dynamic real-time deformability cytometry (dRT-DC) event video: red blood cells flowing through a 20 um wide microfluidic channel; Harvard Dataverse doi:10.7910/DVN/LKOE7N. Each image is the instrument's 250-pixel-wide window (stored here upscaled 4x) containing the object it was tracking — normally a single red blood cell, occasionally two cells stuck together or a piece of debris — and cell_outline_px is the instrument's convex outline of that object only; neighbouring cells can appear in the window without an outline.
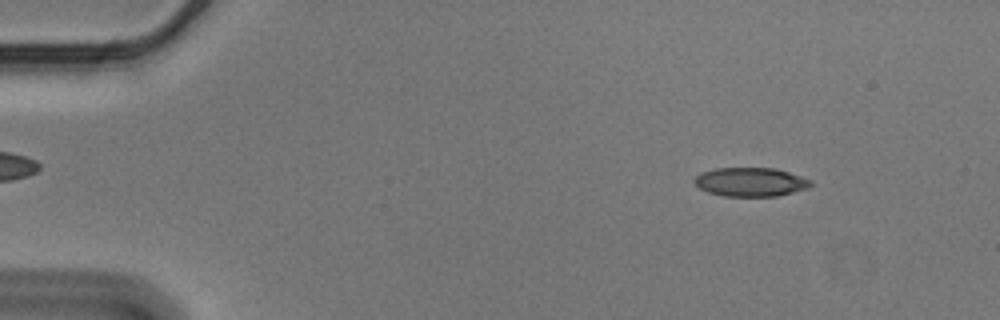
{"species": "Egyptian fruit bat (a non-hibernating species)", "species_latin": "Rousettus aegyptiacus", "temperature_condition": "cold", "stored_images_in_passage": 55, "camera_frame_rate_fps": 3000, "um_per_image_px": 0.085, "animal": {"sex": "male"}, "frame": {"image": 1, "passage_image": 6, "time_ms": 1.667, "image_size_px": [1000, 320], "cell_outline_px": [[812, 184], [808, 188], [776, 196], [724, 196], [708, 192], [700, 188], [692, 180], [700, 172], [716, 168], [776, 168], [812, 180]], "centroid_in_image_um": [63.78, 15.46], "position_along_channel_um": 21.2, "area_um2": 19.54}}
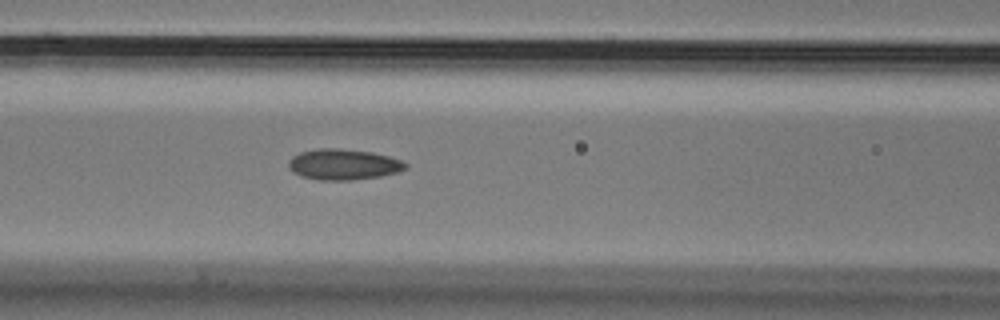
{"frame": {"image": 2, "passage_image": 23, "time_ms": 7.333, "image_size_px": [1000, 320], "cell_outline_px": [[408, 168], [396, 172], [380, 176], [352, 180], [320, 180], [304, 176], [292, 172], [288, 168], [288, 160], [292, 156], [300, 152], [316, 148], [340, 148], [372, 152], [388, 156], [400, 160], [408, 164]], "centroid_in_image_um": [29.17, 13.96], "position_along_channel_um": 137.4, "area_um2": 21.04}}
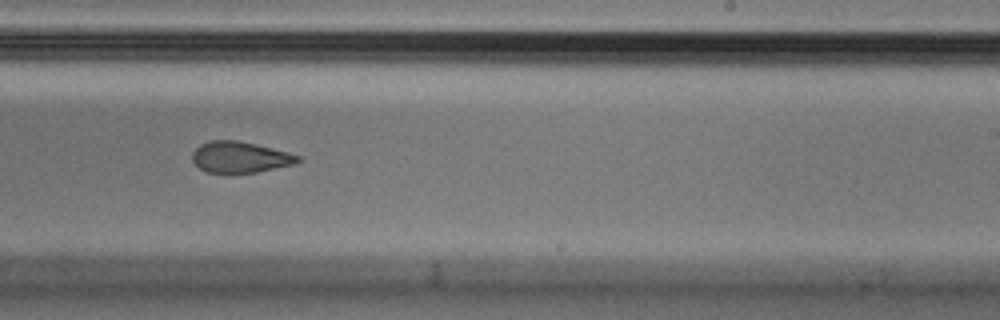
{"frame": {"image": 3, "passage_image": 34, "time_ms": 11.0, "image_size_px": [1000, 320], "cell_outline_px": [[300, 160], [296, 164], [256, 172], [208, 172], [200, 168], [192, 160], [192, 152], [200, 144], [212, 140], [236, 140], [256, 144], [288, 152], [300, 156]], "centroid_in_image_um": [20.41, 13.35], "position_along_channel_um": 268.6, "area_um2": 18.96}, "authors_computed_cell_mechanics": {"area_um2": 20.3456, "velocity_mm_per_s": 3.5887, "shape_relaxation_time_tau1_ms": null, "shape_relaxation_time_tau2_ms": 2.8284, "deformation_change_tau1": null, "deformation_change_tau2": 0.0996}}